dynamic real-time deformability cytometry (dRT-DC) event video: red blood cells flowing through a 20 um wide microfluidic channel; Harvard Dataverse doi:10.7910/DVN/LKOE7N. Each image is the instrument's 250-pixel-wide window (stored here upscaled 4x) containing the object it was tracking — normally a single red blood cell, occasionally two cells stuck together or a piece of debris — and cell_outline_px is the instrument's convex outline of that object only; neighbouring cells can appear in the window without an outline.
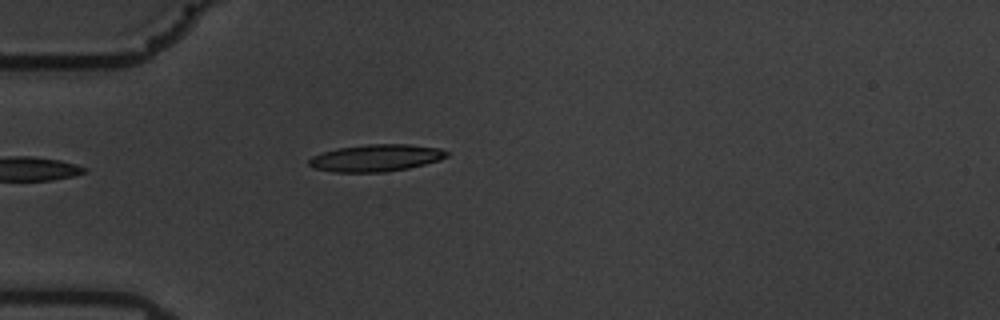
{"species": "common noctule bat (a hibernating species)", "species_latin": "Nyctalus noctula", "temperature_condition": "warm", "stored_images_in_passage": 26, "camera_frame_rate_fps": 3000, "um_per_image_px": 0.085, "animal": {"sex": "male", "body_mass_g": 19.5, "forearm_length_mm": 54.6}, "frame": {"image": 1, "passage_image": 1, "time_ms": 0.0, "image_size_px": [1000, 320], "cell_outline_px": [[448, 156], [440, 160], [408, 168], [384, 172], [336, 172], [312, 168], [308, 164], [308, 160], [312, 156], [336, 148], [368, 144], [408, 144], [440, 148], [448, 152]], "centroid_in_image_um": [31.95, 13.42], "position_along_channel_um": 53.1, "area_um2": 21.73}}
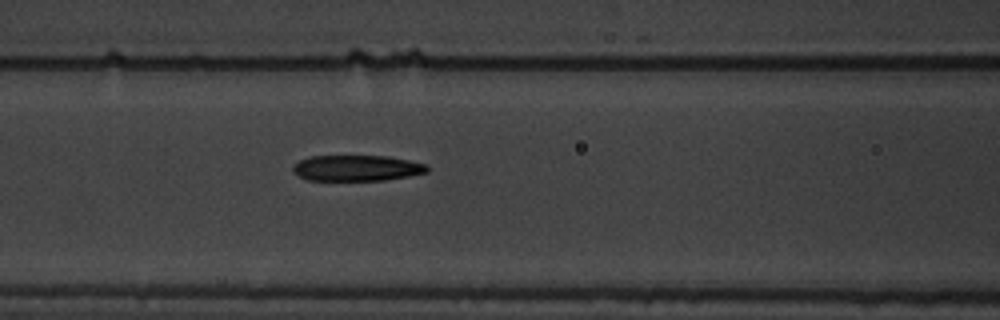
{"frame": {"image": 2, "passage_image": 9, "time_ms": 2.667, "image_size_px": [1000, 320], "cell_outline_px": [[428, 172], [408, 176], [384, 180], [308, 180], [292, 172], [292, 164], [300, 160], [312, 156], [388, 156], [428, 164]], "centroid_in_image_um": [30.32, 14.28], "position_along_channel_um": 136.3, "area_um2": 20.23}}
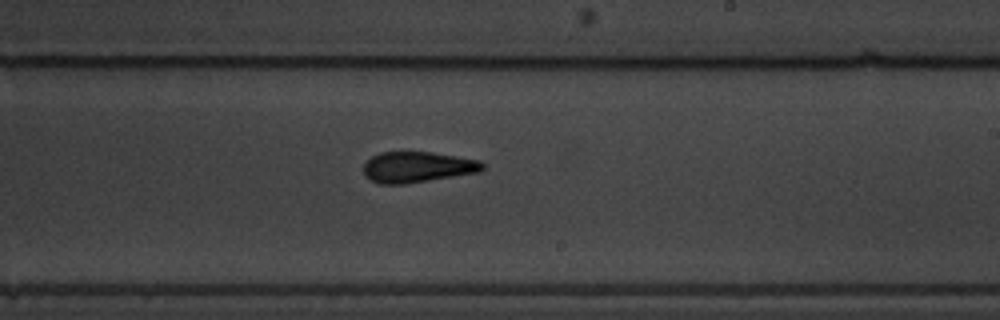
{"frame": {"image": 3, "passage_image": 19, "time_ms": 6.0, "image_size_px": [1000, 320], "cell_outline_px": [[484, 168], [480, 172], [404, 184], [380, 184], [364, 176], [364, 164], [372, 156], [380, 152], [432, 152], [480, 160], [484, 164]], "centroid_in_image_um": [35.48, 14.2], "position_along_channel_um": 253.5, "area_um2": 21.33}}